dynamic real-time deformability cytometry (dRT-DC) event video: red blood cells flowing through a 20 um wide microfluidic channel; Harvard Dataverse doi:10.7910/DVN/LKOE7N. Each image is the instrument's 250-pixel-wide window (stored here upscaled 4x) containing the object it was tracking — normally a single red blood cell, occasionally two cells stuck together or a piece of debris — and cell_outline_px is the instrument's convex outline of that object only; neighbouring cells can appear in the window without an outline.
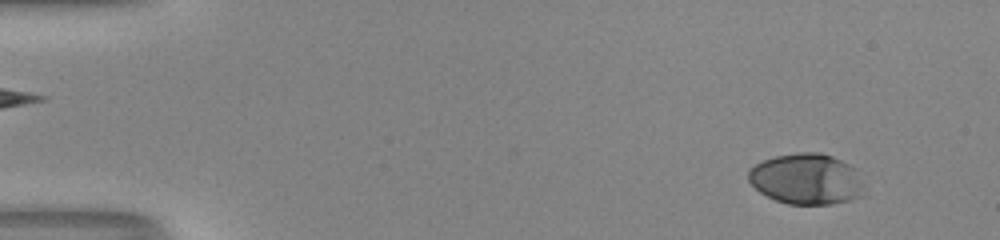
{"species": "human", "species_latin": "Homo sapiens", "temperature_condition": "room temperature", "stored_images_in_passage": 53, "camera_frame_rate_fps": 3000, "um_per_image_px": 0.085, "donor": {"sex": "male"}, "frame": {"image": 1, "passage_image": 5, "time_ms": 1.333, "image_size_px": [1000, 240], "cell_outline_px": [[864, 196], [852, 200], [832, 204], [788, 204], [776, 200], [760, 192], [748, 180], [748, 168], [764, 160], [776, 156], [796, 152], [820, 152], [832, 156], [856, 168], [864, 188]], "centroid_in_image_um": [68.57, 15.22], "position_along_channel_um": 16.4, "area_um2": 34.51}}
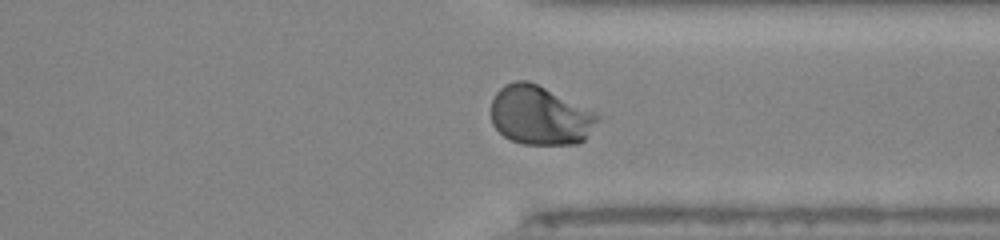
{"frame": {"image": 2, "passage_image": 41, "time_ms": 13.333, "image_size_px": [1000, 240], "cell_outline_px": [[608, 116], [580, 144], [524, 144], [512, 140], [504, 136], [492, 124], [492, 100], [496, 92], [504, 84], [516, 80], [528, 80]], "centroid_in_image_um": [46.02, 9.81], "position_along_channel_um": 365.4, "area_um2": 37.57}}
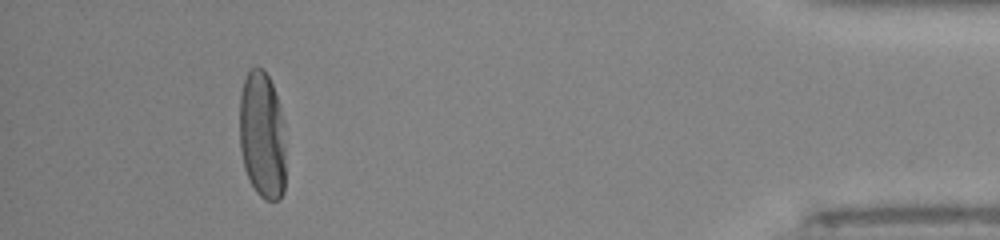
{"frame": {"image": 3, "passage_image": 49, "time_ms": 16.0, "image_size_px": [1000, 240], "cell_outline_px": [[284, 192], [280, 200], [264, 200], [256, 192], [244, 168], [240, 148], [240, 96], [244, 80], [248, 72], [252, 68], [264, 68], [272, 84], [284, 120]], "centroid_in_image_um": [22.29, 11.51], "position_along_channel_um": 412.9, "area_um2": 34.39}, "authors_computed_cell_mechanics": {"area_um2": 34.7956, "velocity_mm_per_s": 3.9966, "shape_relaxation_time_tau1_ms": 4.2651, "shape_relaxation_time_tau2_ms": null, "deformation_change_tau1": 0.2175, "deformation_change_tau2": null}}